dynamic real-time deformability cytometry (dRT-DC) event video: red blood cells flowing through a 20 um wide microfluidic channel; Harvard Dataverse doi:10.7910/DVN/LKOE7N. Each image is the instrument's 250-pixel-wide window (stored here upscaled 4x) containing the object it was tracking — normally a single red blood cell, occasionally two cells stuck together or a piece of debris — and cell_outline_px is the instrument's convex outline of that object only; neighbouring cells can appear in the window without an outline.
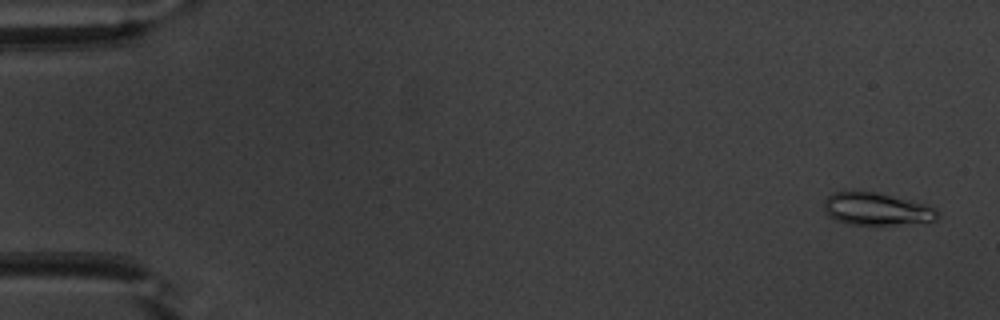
{"species": "common noctule bat (a hibernating species)", "species_latin": "Nyctalus noctula", "temperature_condition": "warm", "stored_images_in_passage": 51, "camera_frame_rate_fps": 3000, "um_per_image_px": 0.085, "animal": {"sex": "male", "body_mass_g": 20.1, "forearm_length_mm": 53.5}, "frame": {"image": 1, "passage_image": 2, "time_ms": 0.333, "image_size_px": [1000, 320], "cell_outline_px": [[940, 216], [936, 220], [892, 224], [848, 224], [836, 220], [828, 216], [824, 212], [824, 200], [828, 196], [836, 192], [876, 192], [936, 208]], "centroid_in_image_um": [74.45, 17.77], "position_along_channel_um": 10.6, "area_um2": 20.87}}
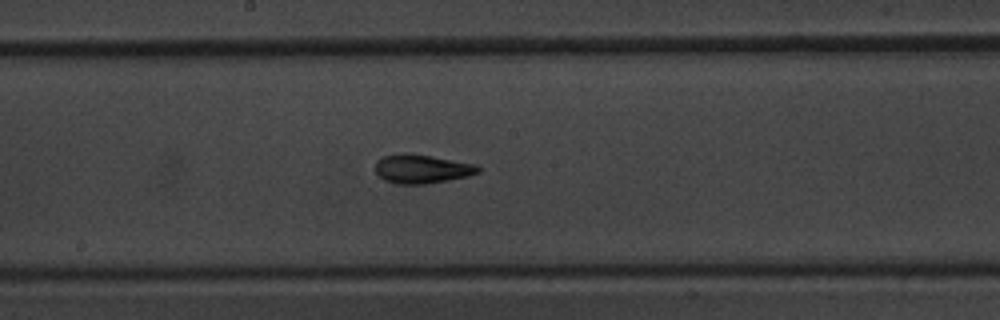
{"frame": {"image": 2, "passage_image": 28, "time_ms": 9.0, "image_size_px": [1000, 320], "cell_outline_px": [[480, 172], [468, 176], [448, 180], [424, 184], [396, 184], [384, 180], [376, 172], [376, 160], [384, 156], [404, 152], [408, 152], [432, 156], [476, 164], [480, 168]], "centroid_in_image_um": [35.85, 14.35], "position_along_channel_um": 212.4, "area_um2": 17.4}}
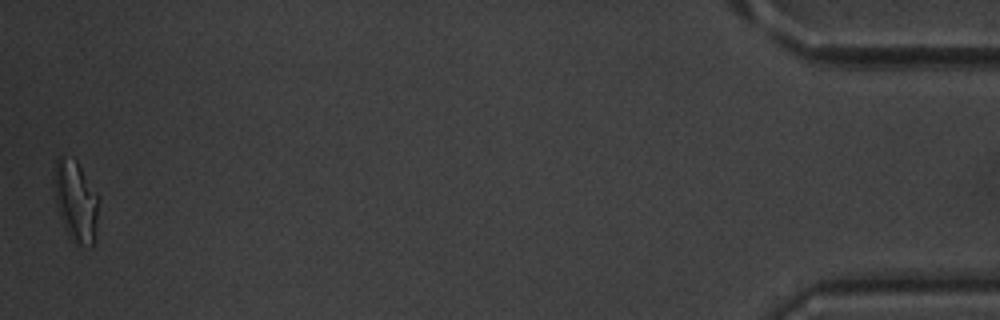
{"frame": {"image": 3, "passage_image": 51, "time_ms": 16.667, "image_size_px": [1000, 320], "cell_outline_px": [[100, 200], [92, 244], [80, 248], [68, 236], [64, 228], [56, 204], [52, 184], [52, 172], [56, 160], [60, 156], [76, 160], [100, 196]], "centroid_in_image_um": [6.41, 17.06], "position_along_channel_um": 428.8, "area_um2": 21.44}, "authors_computed_cell_mechanics": {"area_um2": 17.2822, "velocity_mm_per_s": 3.9656, "shape_relaxation_time_tau1_ms": 5.4322, "shape_relaxation_time_tau2_ms": 1.7719, "deformation_change_tau1": 0.1786, "deformation_change_tau2": 0.0795}}